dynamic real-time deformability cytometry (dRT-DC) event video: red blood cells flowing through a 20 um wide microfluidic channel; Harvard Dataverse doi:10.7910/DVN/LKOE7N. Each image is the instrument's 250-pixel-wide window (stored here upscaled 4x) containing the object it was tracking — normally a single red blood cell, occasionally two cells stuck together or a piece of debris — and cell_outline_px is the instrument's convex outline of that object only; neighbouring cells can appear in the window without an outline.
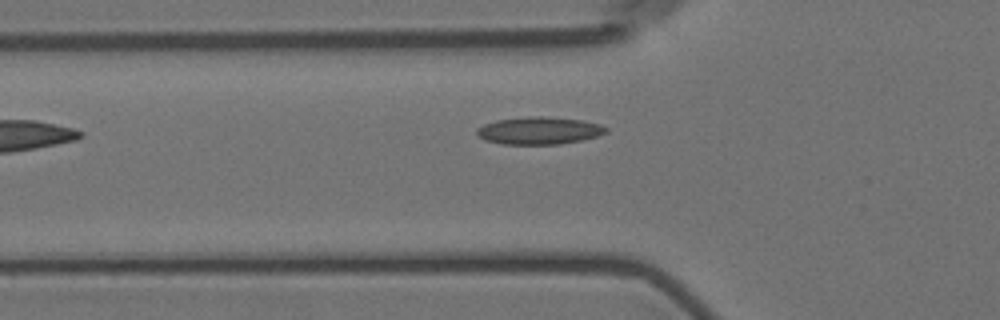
{"species": "Egyptian fruit bat (a non-hibernating species)", "species_latin": "Rousettus aegyptiacus", "temperature_condition": "room temperature", "stored_images_in_passage": 8, "camera_frame_rate_fps": 3000, "um_per_image_px": 0.085, "animal": {"sex": "female"}, "frame": {"image": 1, "passage_image": 2, "time_ms": 1.333, "image_size_px": [1000, 320], "cell_outline_px": [[608, 132], [596, 136], [580, 140], [560, 144], [504, 144], [484, 140], [476, 136], [476, 128], [484, 124], [496, 120], [528, 116], [544, 116], [580, 120], [600, 124], [608, 128]], "centroid_in_image_um": [45.78, 11.1], "position_along_channel_um": 80.0, "area_um2": 20.69}}
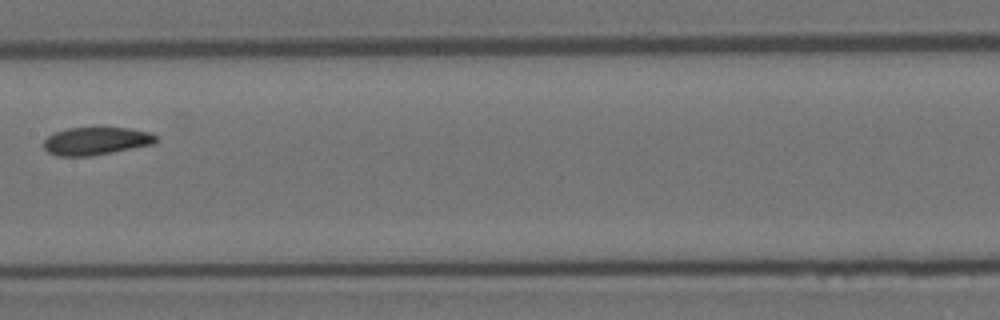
{"frame": {"image": 2, "passage_image": 5, "time_ms": 4.667, "image_size_px": [1000, 320], "cell_outline_px": [[156, 144], [112, 152], [88, 156], [56, 156], [48, 152], [44, 148], [44, 140], [48, 136], [56, 132], [68, 128], [128, 128], [148, 132], [156, 136]], "centroid_in_image_um": [8.16, 11.99], "position_along_channel_um": 199.2, "area_um2": 18.03}}
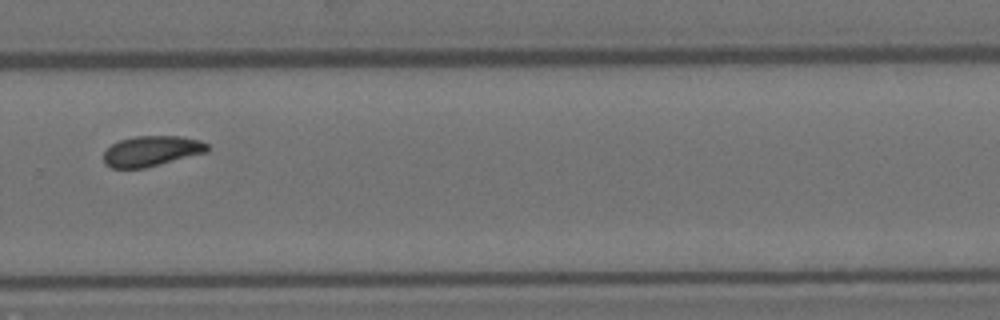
{"frame": {"image": 3, "passage_image": 8, "time_ms": 8.0, "image_size_px": [1000, 320], "cell_outline_px": [[208, 152], [144, 168], [112, 168], [104, 164], [104, 152], [112, 144], [120, 140], [136, 136], [180, 136], [200, 140], [208, 144]], "centroid_in_image_um": [12.89, 12.84], "position_along_channel_um": 316.9, "area_um2": 18.32}}